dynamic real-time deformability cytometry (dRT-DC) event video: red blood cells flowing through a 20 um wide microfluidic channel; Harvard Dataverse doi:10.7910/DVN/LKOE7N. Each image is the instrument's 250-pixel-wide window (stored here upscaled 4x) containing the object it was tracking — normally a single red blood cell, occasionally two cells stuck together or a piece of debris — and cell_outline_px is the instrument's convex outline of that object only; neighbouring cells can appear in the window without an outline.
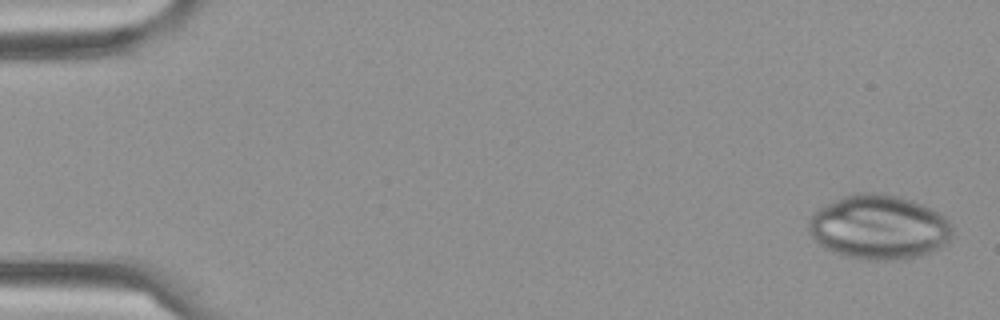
{"species": "Egyptian fruit bat (a non-hibernating species)", "species_latin": "Rousettus aegyptiacus", "temperature_condition": "cold", "stored_images_in_passage": 5, "camera_frame_rate_fps": 3000, "um_per_image_px": 0.085, "frame": {"image": 1, "passage_image": 1, "time_ms": 0.0, "image_size_px": [1000, 320], "cell_outline_px": [[952, 236], [944, 244], [932, 252], [920, 256], [892, 260], [872, 260], [844, 256], [832, 252], [824, 248], [812, 236], [808, 228], [808, 220], [812, 212], [816, 208], [852, 192], [880, 192], [900, 196], [912, 200], [932, 208], [944, 216], [948, 220], [952, 228]], "centroid_in_image_um": [74.68, 19.29], "position_along_channel_um": 10.3, "area_um2": 54.51}}